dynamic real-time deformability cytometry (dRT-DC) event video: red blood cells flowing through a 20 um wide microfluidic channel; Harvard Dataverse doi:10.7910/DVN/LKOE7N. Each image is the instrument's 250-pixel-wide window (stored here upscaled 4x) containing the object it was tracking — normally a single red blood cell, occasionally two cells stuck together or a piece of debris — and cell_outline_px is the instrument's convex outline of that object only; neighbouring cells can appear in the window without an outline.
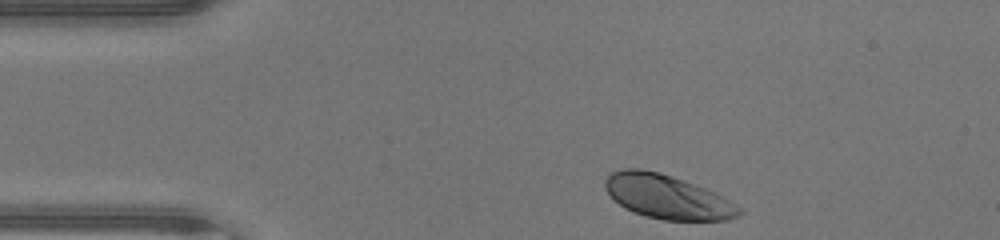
{"species": "human", "species_latin": "Homo sapiens", "temperature_condition": "warm", "stored_images_in_passage": 32, "camera_frame_rate_fps": 3000, "um_per_image_px": 0.085, "donor": {"sex": "male"}, "frame": {"image": 1, "passage_image": 1, "time_ms": 0.0, "image_size_px": [1000, 240], "cell_outline_px": [[744, 212], [740, 216], [724, 220], [664, 220], [644, 216], [632, 212], [624, 208], [608, 192], [604, 184], [604, 180], [612, 172], [624, 168], [640, 168], [660, 172], [684, 180], [716, 192], [744, 208]], "centroid_in_image_um": [56.77, 16.73], "position_along_channel_um": 28.2, "area_um2": 34.62}}
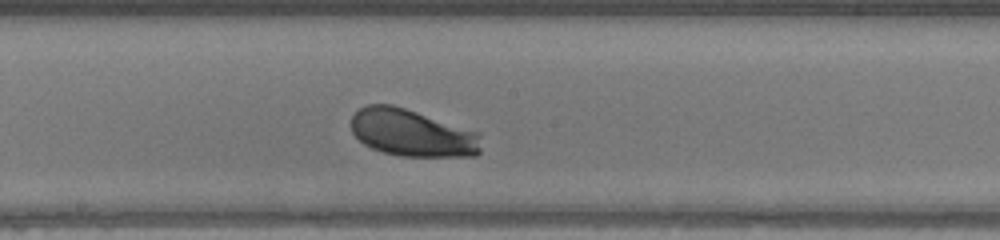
{"frame": {"image": 2, "passage_image": 18, "time_ms": 5.667, "image_size_px": [1000, 240], "cell_outline_px": [[480, 152], [476, 156], [400, 156], [384, 152], [372, 148], [364, 144], [352, 132], [352, 116], [360, 108], [368, 104], [392, 104], [480, 132]], "centroid_in_image_um": [35.04, 11.3], "position_along_channel_um": 213.2, "area_um2": 35.66}}
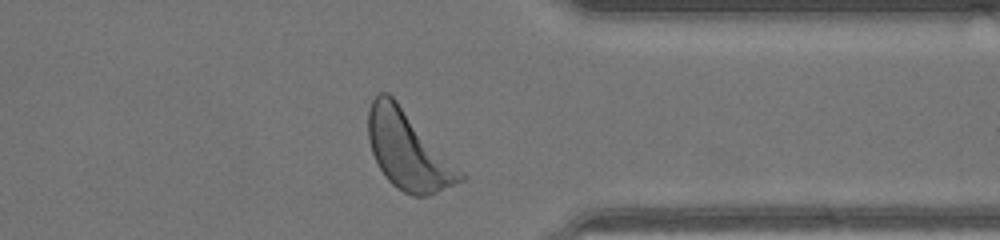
{"frame": {"image": 3, "passage_image": 30, "time_ms": 9.667, "image_size_px": [1000, 240], "cell_outline_px": [[468, 176], [464, 180], [428, 196], [412, 196], [396, 188], [388, 180], [380, 168], [372, 152], [368, 140], [368, 112], [372, 100], [380, 92], [388, 92], [396, 100]], "centroid_in_image_um": [34.71, 12.8], "position_along_channel_um": 376.7, "area_um2": 41.79}, "authors_computed_cell_mechanics": {"area_um2": 35.4603, "velocity_mm_per_s": 4.2872, "shape_relaxation_time_tau1_ms": 1.1985, "shape_relaxation_time_tau2_ms": null, "deformation_change_tau1": 0.1292, "deformation_change_tau2": null}}